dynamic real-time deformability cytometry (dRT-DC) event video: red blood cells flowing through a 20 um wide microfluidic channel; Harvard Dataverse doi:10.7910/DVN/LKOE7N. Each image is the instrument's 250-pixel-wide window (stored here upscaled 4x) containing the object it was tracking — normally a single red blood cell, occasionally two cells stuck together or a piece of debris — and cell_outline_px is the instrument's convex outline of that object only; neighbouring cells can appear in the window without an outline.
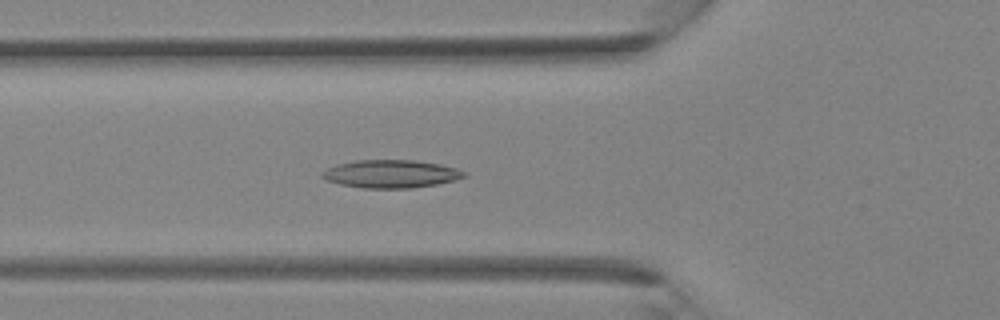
{"species": "Egyptian fruit bat (a non-hibernating species)", "species_latin": "Rousettus aegyptiacus", "temperature_condition": "room temperature", "stored_images_in_passage": 30, "camera_frame_rate_fps": 3000, "um_per_image_px": 0.085, "animal": {"sex": "female"}, "frame": {"image": 1, "passage_image": 7, "time_ms": 2.0, "image_size_px": [1000, 320], "cell_outline_px": [[468, 172], [464, 176], [456, 180], [436, 184], [412, 188], [364, 188], [340, 184], [328, 180], [320, 176], [320, 172], [336, 164], [356, 160], [412, 160], [440, 164], [456, 168]], "centroid_in_image_um": [33.22, 14.78], "position_along_channel_um": 92.6, "area_um2": 23.12}}
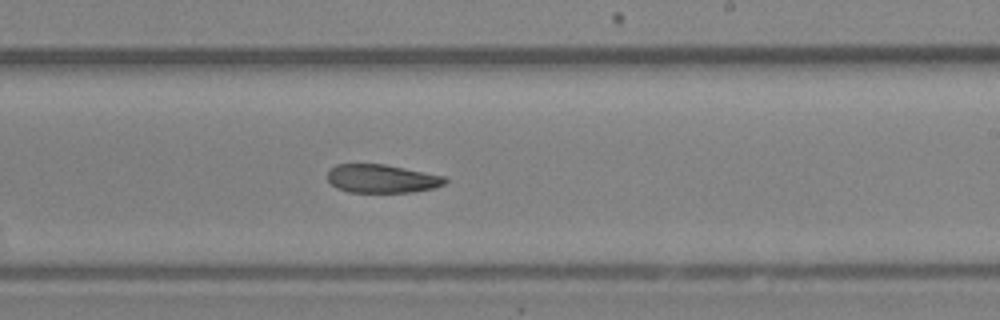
{"frame": {"image": 2, "passage_image": 16, "time_ms": 5.0, "image_size_px": [1000, 320], "cell_outline_px": [[448, 180], [444, 184], [432, 188], [412, 192], [348, 192], [336, 188], [328, 180], [328, 172], [336, 164], [384, 164], [444, 176]], "centroid_in_image_um": [32.44, 15.19], "position_along_channel_um": 256.6, "area_um2": 19.31}}
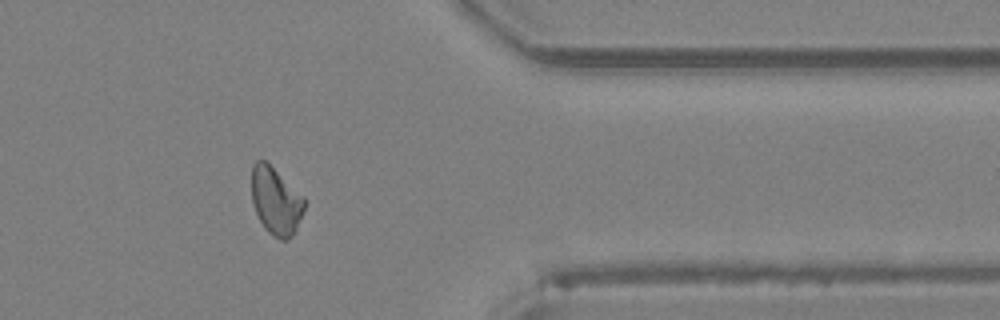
{"frame": {"image": 3, "passage_image": 24, "time_ms": 7.667, "image_size_px": [1000, 320], "cell_outline_px": [[304, 208], [296, 228], [292, 236], [284, 240], [280, 240], [268, 232], [264, 228], [256, 212], [252, 200], [252, 164], [256, 160], [264, 160], [304, 196]], "centroid_in_image_um": [23.43, 17.08], "position_along_channel_um": 388.0, "area_um2": 20.4}}